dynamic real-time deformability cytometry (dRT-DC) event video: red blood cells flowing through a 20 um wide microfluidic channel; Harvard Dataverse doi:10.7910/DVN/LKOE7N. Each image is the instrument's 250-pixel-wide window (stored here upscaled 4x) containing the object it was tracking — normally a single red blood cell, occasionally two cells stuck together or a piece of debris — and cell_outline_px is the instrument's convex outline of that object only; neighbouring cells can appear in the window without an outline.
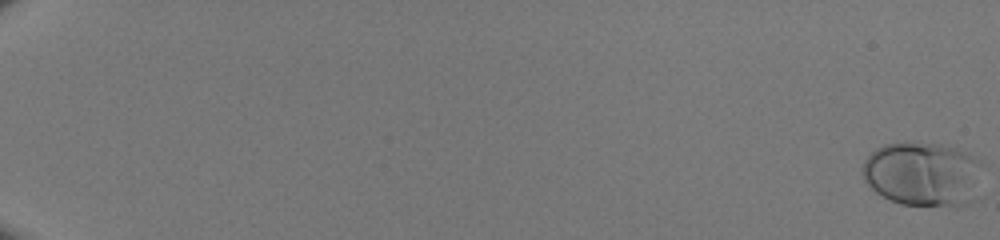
{"species": "human", "species_latin": "Homo sapiens", "temperature_condition": "room temperature", "stored_images_in_passage": 52, "camera_frame_rate_fps": 3000, "um_per_image_px": 0.085, "donor": {"sex": "male"}, "frame": {"image": 1, "passage_image": 1, "time_ms": 0.0, "image_size_px": [1000, 240], "cell_outline_px": [[984, 160], [976, 200], [968, 204], [956, 208], [900, 204], [876, 192], [864, 180], [864, 160], [876, 148], [884, 144], [904, 140], [940, 144], [956, 148], [968, 152]], "centroid_in_image_um": [78.54, 14.79], "position_along_channel_um": 6.5, "area_um2": 46.59}}
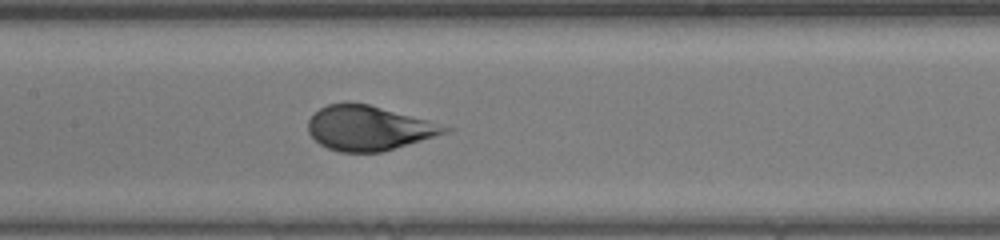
{"frame": {"image": 2, "passage_image": 30, "time_ms": 9.667, "image_size_px": [1000, 240], "cell_outline_px": [[456, 128], [448, 132], [380, 152], [340, 152], [328, 148], [320, 144], [308, 132], [308, 120], [320, 108], [328, 104], [348, 100], [368, 104], [428, 120]], "centroid_in_image_um": [31.32, 10.86], "position_along_channel_um": 176.1, "area_um2": 35.49}}
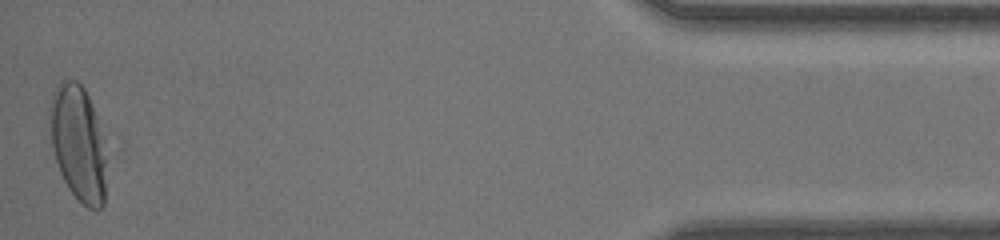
{"frame": {"image": 3, "passage_image": 52, "time_ms": 17.0, "image_size_px": [1000, 240], "cell_outline_px": [[104, 204], [96, 212], [88, 208], [68, 188], [60, 172], [52, 148], [48, 116], [48, 104], [52, 92], [60, 80], [76, 80], [84, 88], [88, 96], [96, 116], [104, 160]], "centroid_in_image_um": [6.57, 12.13], "position_along_channel_um": 428.6, "area_um2": 37.57}}